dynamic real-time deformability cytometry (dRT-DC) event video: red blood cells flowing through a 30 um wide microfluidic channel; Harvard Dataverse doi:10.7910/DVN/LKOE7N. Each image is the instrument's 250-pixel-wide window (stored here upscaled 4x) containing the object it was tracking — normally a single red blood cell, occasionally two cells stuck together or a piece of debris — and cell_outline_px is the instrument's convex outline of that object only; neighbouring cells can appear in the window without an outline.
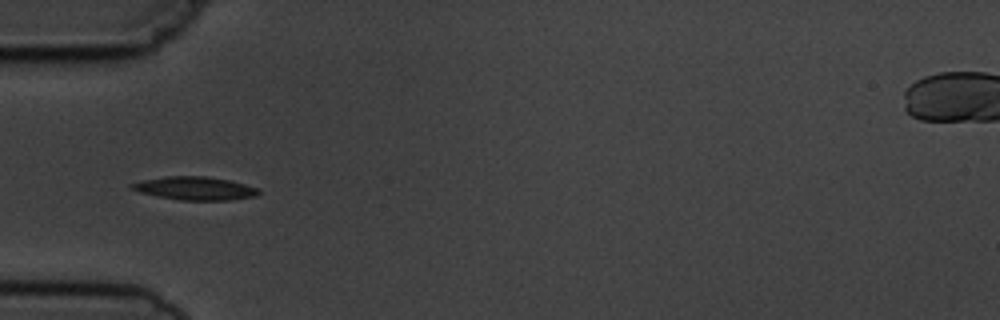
{"species": "common noctule bat (a hibernating species)", "species_latin": "Nyctalus noctula", "temperature_condition": "cold", "stored_images_in_passage": 4, "camera_frame_rate_fps": 3000, "um_per_image_px": 0.085, "animal": {"sex": "male", "body_mass_g": 19.5, "forearm_length_mm": 54.6}, "frame": {"image": 1, "passage_image": 4, "time_ms": 4.333, "image_size_px": [1000, 320], "cell_outline_px": [[260, 192], [256, 196], [228, 200], [180, 200], [156, 196], [140, 192], [128, 188], [128, 184], [144, 180], [168, 176], [204, 176], [228, 180], [244, 184], [256, 188]], "centroid_in_image_um": [16.51, 16.01], "position_along_channel_um": 68.5, "area_um2": 17.05}}